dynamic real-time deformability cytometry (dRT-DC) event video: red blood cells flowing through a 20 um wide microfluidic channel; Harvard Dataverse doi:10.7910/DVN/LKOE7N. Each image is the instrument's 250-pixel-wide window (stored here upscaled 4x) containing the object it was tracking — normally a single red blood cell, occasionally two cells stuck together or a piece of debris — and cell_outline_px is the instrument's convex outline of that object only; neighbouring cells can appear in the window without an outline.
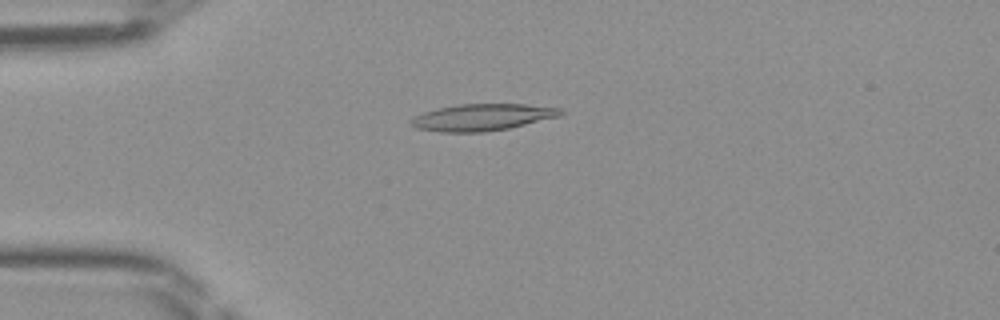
{"species": "Egyptian fruit bat (a non-hibernating species)", "species_latin": "Rousettus aegyptiacus", "temperature_condition": "room temperature", "stored_images_in_passage": 37, "camera_frame_rate_fps": 3000, "um_per_image_px": 0.085, "frame": {"image": 1, "passage_image": 2, "time_ms": 0.333, "image_size_px": [1000, 320], "cell_outline_px": [[564, 112], [560, 116], [508, 128], [484, 132], [440, 132], [416, 128], [408, 124], [408, 120], [424, 112], [436, 108], [456, 104], [524, 104], [564, 108]], "centroid_in_image_um": [40.97, 9.96], "position_along_channel_um": 44.0, "area_um2": 23.47}}
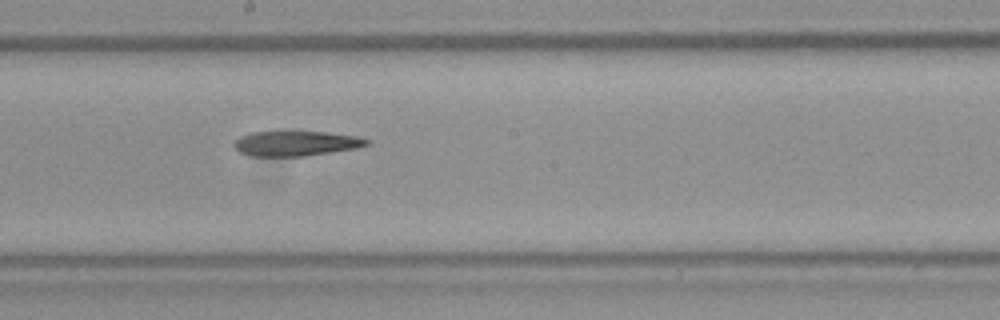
{"frame": {"image": 2, "passage_image": 16, "time_ms": 5.0, "image_size_px": [1000, 320], "cell_outline_px": [[372, 140], [368, 144], [356, 148], [304, 156], [252, 156], [240, 152], [232, 144], [240, 136], [252, 132], [276, 128], [292, 128], [356, 136]], "centroid_in_image_um": [25.1, 12.12], "position_along_channel_um": 223.1, "area_um2": 20.35}}
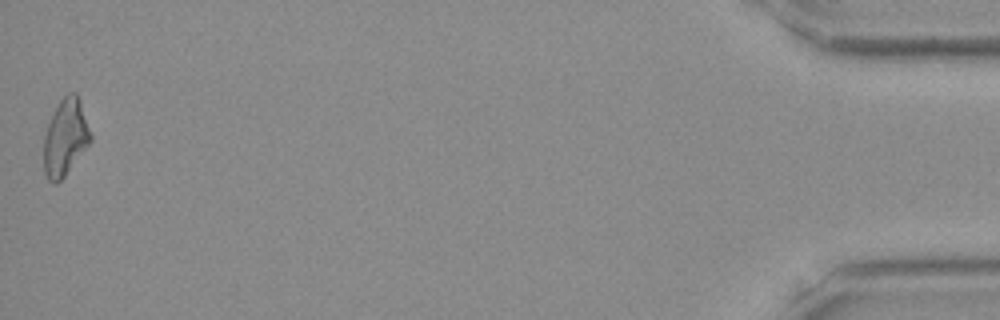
{"frame": {"image": 3, "passage_image": 37, "time_ms": 12.0, "image_size_px": [1000, 320], "cell_outline_px": [[92, 140], [64, 176], [56, 184], [52, 184], [48, 180], [44, 172], [44, 136], [48, 124], [60, 100], [68, 92], [76, 92], [80, 100], [92, 136]], "centroid_in_image_um": [5.55, 11.69], "position_along_channel_um": 429.6, "area_um2": 20.69}}